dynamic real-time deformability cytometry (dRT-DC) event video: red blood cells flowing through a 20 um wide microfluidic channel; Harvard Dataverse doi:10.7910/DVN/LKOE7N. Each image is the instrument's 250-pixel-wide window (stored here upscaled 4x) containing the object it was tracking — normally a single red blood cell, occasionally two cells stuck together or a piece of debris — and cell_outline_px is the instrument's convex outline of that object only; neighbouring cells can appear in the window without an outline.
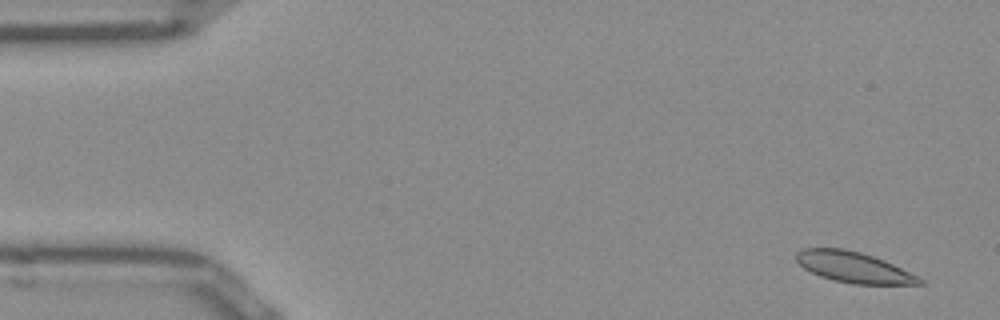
{"species": "Egyptian fruit bat (a non-hibernating species)", "species_latin": "Rousettus aegyptiacus", "temperature_condition": "room temperature", "stored_images_in_passage": 25, "camera_frame_rate_fps": 3000, "um_per_image_px": 0.085, "frame": {"image": 1, "passage_image": 3, "time_ms": 0.667, "image_size_px": [1000, 320], "cell_outline_px": [[924, 284], [852, 284], [832, 280], [820, 276], [804, 268], [796, 260], [796, 252], [804, 248], [844, 248], [860, 252], [884, 260], [924, 280]], "centroid_in_image_um": [72.52, 22.71], "position_along_channel_um": 12.5, "area_um2": 21.85}}
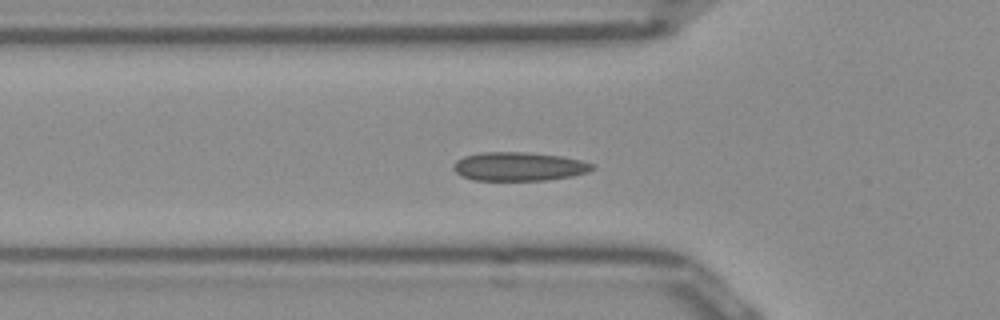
{"frame": {"image": 2, "passage_image": 17, "time_ms": 5.333, "image_size_px": [1000, 320], "cell_outline_px": [[596, 168], [588, 172], [572, 176], [544, 180], [476, 180], [464, 176], [456, 172], [452, 168], [452, 164], [456, 160], [464, 156], [480, 152], [524, 152], [560, 156], [580, 160], [596, 164]], "centroid_in_image_um": [44.12, 14.14], "position_along_channel_um": 81.7, "area_um2": 23.24}}
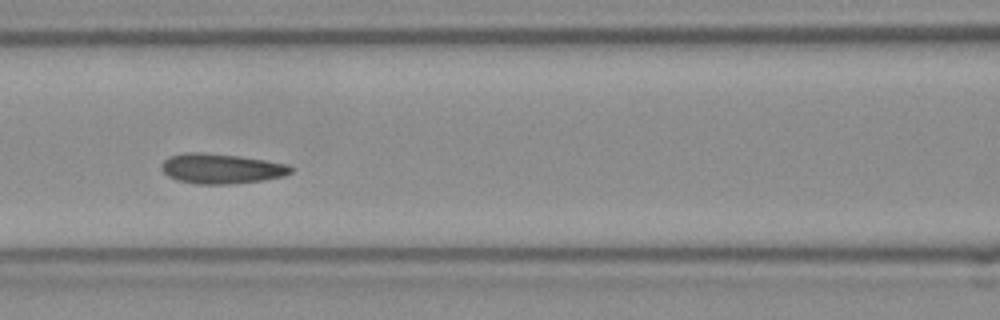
{"frame": {"image": 3, "passage_image": 22, "time_ms": 7.0, "image_size_px": [1000, 320], "cell_outline_px": [[292, 172], [284, 176], [264, 180], [232, 184], [196, 184], [176, 180], [168, 176], [160, 168], [160, 164], [168, 156], [184, 152], [204, 152], [240, 156], [288, 164], [292, 168]], "centroid_in_image_um": [18.77, 14.33], "position_along_channel_um": 147.8, "area_um2": 22.89}}